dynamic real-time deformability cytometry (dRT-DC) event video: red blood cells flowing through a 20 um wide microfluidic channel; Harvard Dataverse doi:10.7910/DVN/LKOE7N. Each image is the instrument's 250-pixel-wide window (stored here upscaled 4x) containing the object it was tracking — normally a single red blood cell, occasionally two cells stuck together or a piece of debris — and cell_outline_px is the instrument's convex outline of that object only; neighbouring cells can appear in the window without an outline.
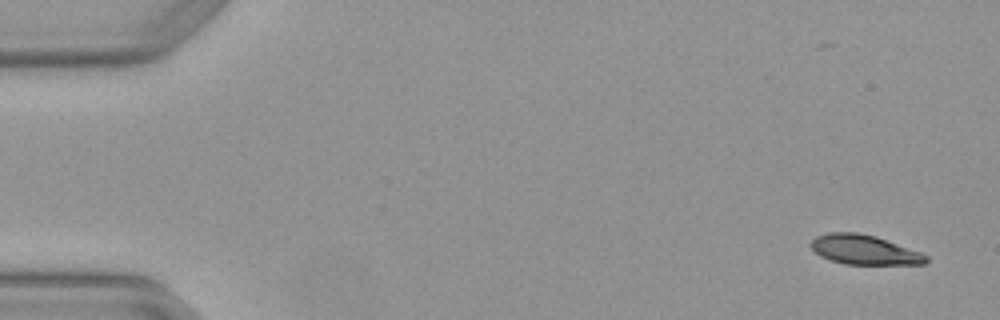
{"species": "Egyptian fruit bat (a non-hibernating species)", "species_latin": "Rousettus aegyptiacus", "temperature_condition": "warm", "stored_images_in_passage": 5, "segment_of_instrument_passage": [1, 2], "camera_frame_rate_fps": 3000, "um_per_image_px": 0.085, "animal": {"sex": "female"}, "frame": {"image": 1, "passage_image": 1, "time_ms": 0.0, "image_size_px": [1000, 320], "cell_outline_px": [[928, 260], [924, 264], [844, 264], [820, 256], [808, 244], [816, 236], [828, 232], [856, 232], [876, 236], [920, 252], [928, 256]], "centroid_in_image_um": [73.44, 21.22], "position_along_channel_um": 11.6, "area_um2": 19.77}}
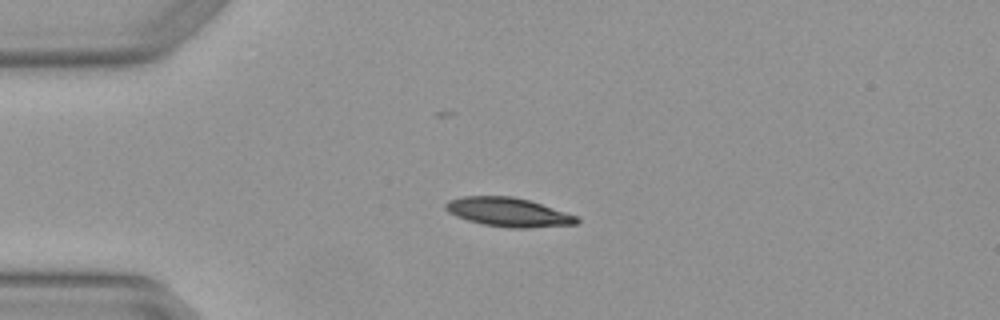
{"frame": {"image": 2, "passage_image": 4, "time_ms": 1.0, "image_size_px": [1000, 320], "cell_outline_px": [[580, 220], [576, 224], [528, 228], [508, 228], [484, 224], [468, 220], [456, 216], [448, 212], [444, 208], [444, 204], [448, 200], [464, 196], [512, 196], [528, 200], [576, 216]], "centroid_in_image_um": [43.16, 18.03], "position_along_channel_um": 41.8, "area_um2": 21.91}}